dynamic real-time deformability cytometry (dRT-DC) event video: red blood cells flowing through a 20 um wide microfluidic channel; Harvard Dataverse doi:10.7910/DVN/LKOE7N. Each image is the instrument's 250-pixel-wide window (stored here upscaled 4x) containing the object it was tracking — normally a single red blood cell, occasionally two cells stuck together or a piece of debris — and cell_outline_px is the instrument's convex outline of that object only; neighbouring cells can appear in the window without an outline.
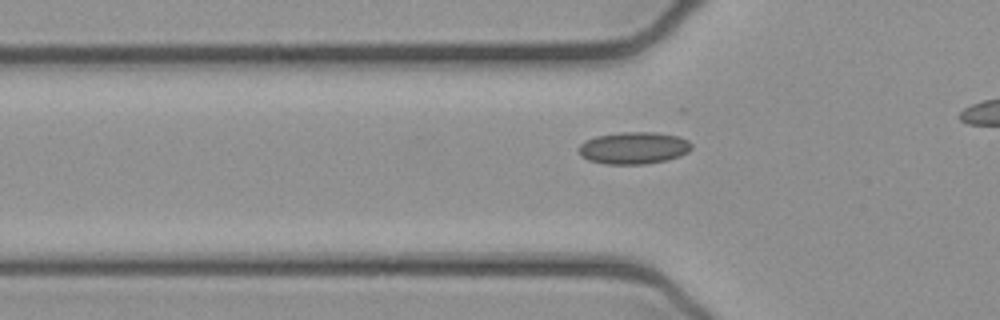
{"species": "common noctule bat (a hibernating species)", "species_latin": "Nyctalus noctula", "temperature_condition": "cold", "stored_images_in_passage": 39, "camera_frame_rate_fps": 3000, "um_per_image_px": 0.085, "animal": {"sex": "female", "body_mass_g": 21.9}, "frame": {"image": 1, "passage_image": 14, "time_ms": 4.333, "image_size_px": [1000, 320], "cell_outline_px": [[692, 148], [688, 152], [680, 156], [668, 160], [644, 164], [604, 164], [588, 160], [580, 156], [580, 144], [596, 136], [620, 132], [656, 132], [680, 136], [688, 140], [692, 144]], "centroid_in_image_um": [53.91, 12.58], "position_along_channel_um": 71.9, "area_um2": 21.21}}
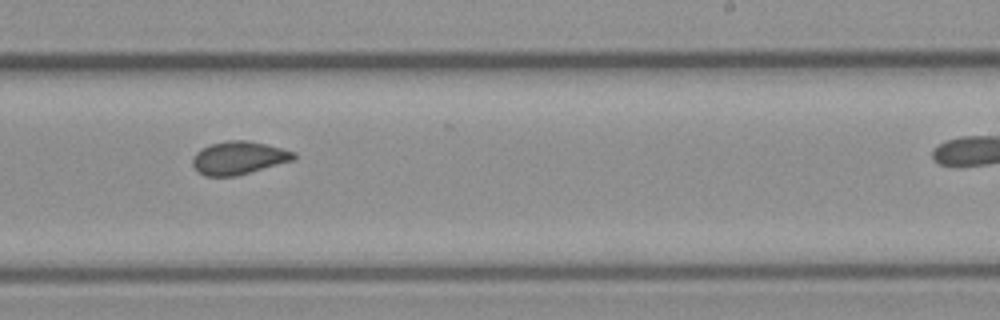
{"frame": {"image": 2, "passage_image": 29, "time_ms": 9.333, "image_size_px": [1000, 320], "cell_outline_px": [[296, 160], [236, 176], [204, 176], [192, 164], [192, 160], [196, 152], [200, 148], [208, 144], [228, 140], [248, 140], [296, 152]], "centroid_in_image_um": [20.3, 13.41], "position_along_channel_um": 268.7, "area_um2": 19.59}}
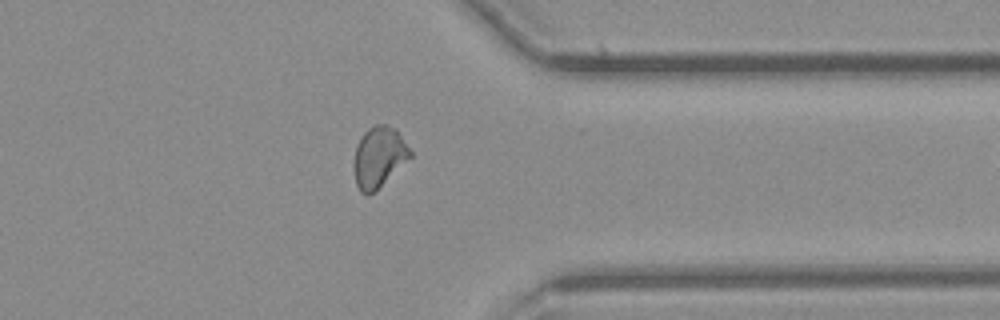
{"frame": {"image": 3, "passage_image": 38, "time_ms": 12.333, "image_size_px": [1000, 320], "cell_outline_px": [[412, 156], [368, 196], [360, 192], [356, 184], [356, 144], [360, 136], [368, 128], [376, 124], [388, 124], [396, 128], [412, 152]], "centroid_in_image_um": [32.23, 13.29], "position_along_channel_um": 379.2, "area_um2": 19.42}}